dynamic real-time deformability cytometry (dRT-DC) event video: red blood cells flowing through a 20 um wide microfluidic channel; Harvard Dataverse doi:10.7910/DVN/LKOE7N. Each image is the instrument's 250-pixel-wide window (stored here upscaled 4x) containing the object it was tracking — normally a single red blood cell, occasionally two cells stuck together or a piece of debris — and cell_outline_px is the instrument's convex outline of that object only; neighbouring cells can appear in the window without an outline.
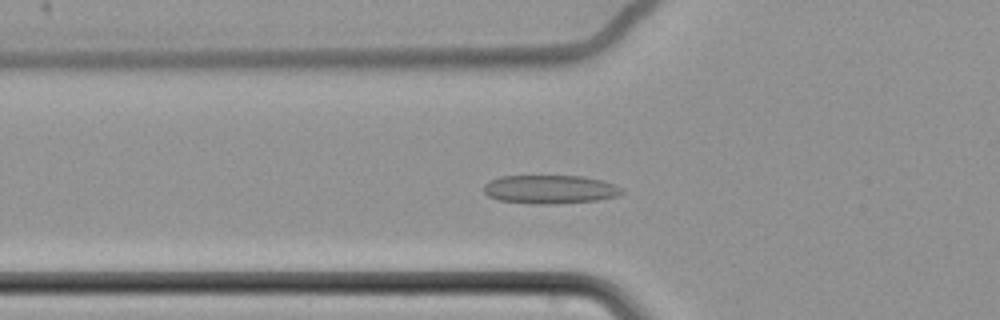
{"species": "common noctule bat (a hibernating species)", "species_latin": "Nyctalus noctula", "temperature_condition": "cold", "stored_images_in_passage": 56, "camera_frame_rate_fps": 3000, "um_per_image_px": 0.085, "animal": {"sex": "female", "body_mass_g": 22.7, "forearm_length_mm": 54.2}, "frame": {"image": 1, "passage_image": 25, "time_ms": 8.0, "image_size_px": [1000, 320], "cell_outline_px": [[624, 192], [616, 196], [596, 200], [548, 204], [540, 204], [500, 200], [488, 196], [484, 192], [484, 184], [488, 180], [500, 176], [580, 176], [600, 180], [612, 184], [620, 188]], "centroid_in_image_um": [46.69, 16.08], "position_along_channel_um": 79.1, "area_um2": 22.66}}
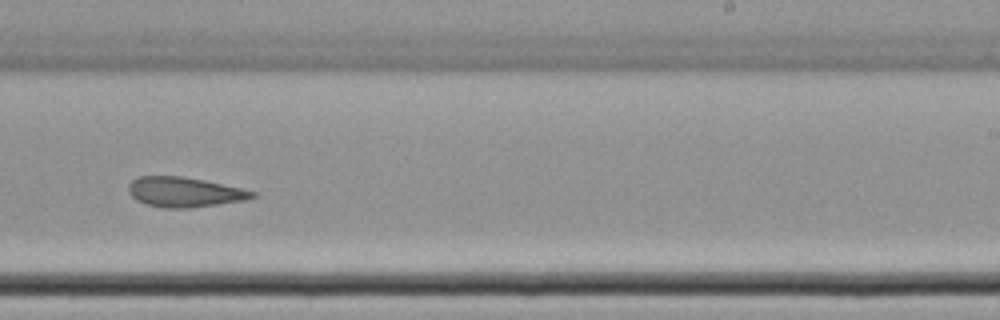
{"frame": {"image": 2, "passage_image": 42, "time_ms": 13.667, "image_size_px": [1000, 320], "cell_outline_px": [[256, 196], [248, 200], [188, 208], [164, 208], [148, 204], [136, 200], [128, 192], [128, 184], [132, 180], [140, 176], [180, 176], [204, 180], [240, 188], [256, 192]], "centroid_in_image_um": [15.67, 16.33], "position_along_channel_um": 273.3, "area_um2": 21.5}}
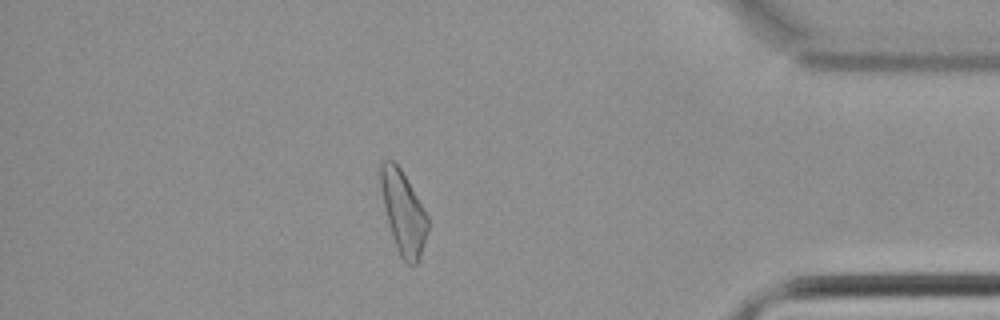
{"frame": {"image": 3, "passage_image": 56, "time_ms": 18.333, "image_size_px": [1000, 320], "cell_outline_px": [[428, 228], [424, 244], [420, 256], [416, 264], [408, 264], [400, 256], [396, 248], [388, 224], [380, 188], [380, 164], [384, 160], [392, 160], [400, 168], [428, 216]], "centroid_in_image_um": [34.26, 18.07], "position_along_channel_um": 400.9, "area_um2": 22.43}, "authors_computed_cell_mechanics": {"area_um2": 22.7443, "velocity_mm_per_s": 3.447, "shape_relaxation_time_tau1_ms": null, "shape_relaxation_time_tau2_ms": 4.3055, "deformation_change_tau1": null, "deformation_change_tau2": 0.1214}}